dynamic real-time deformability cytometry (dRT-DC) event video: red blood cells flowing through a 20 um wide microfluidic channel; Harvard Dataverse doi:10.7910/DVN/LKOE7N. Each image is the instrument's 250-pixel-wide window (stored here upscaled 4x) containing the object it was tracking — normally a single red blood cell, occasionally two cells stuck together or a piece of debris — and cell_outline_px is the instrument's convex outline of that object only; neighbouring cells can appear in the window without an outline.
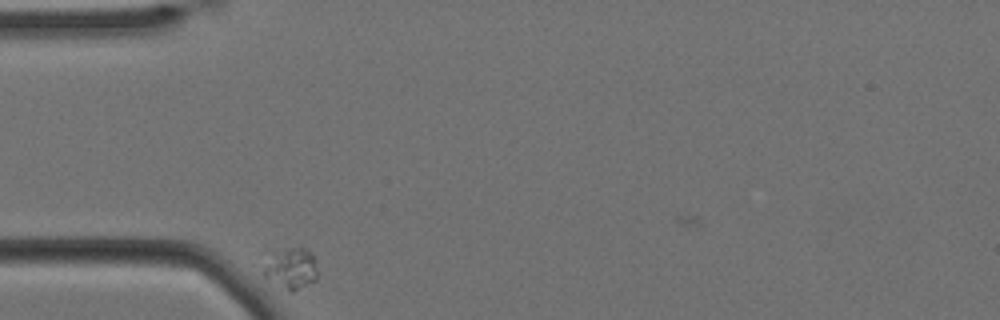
{"species": "Egyptian fruit bat (a non-hibernating species)", "species_latin": "Rousettus aegyptiacus", "temperature_condition": "cold", "stored_images_in_passage": 50, "camera_frame_rate_fps": 3000, "um_per_image_px": 0.085, "animal": {"sex": "female"}, "frame": {"image": 1, "passage_image": 1, "time_ms": 0.0, "image_size_px": [1000, 320], "cell_outline_px": [[316, 280], [292, 292], [288, 292], [264, 276], [264, 268], [272, 252], [288, 248], [304, 248], [312, 252], [316, 272]], "centroid_in_image_um": [24.74, 22.83], "position_along_channel_um": 60.3, "area_um2": 12.66}}
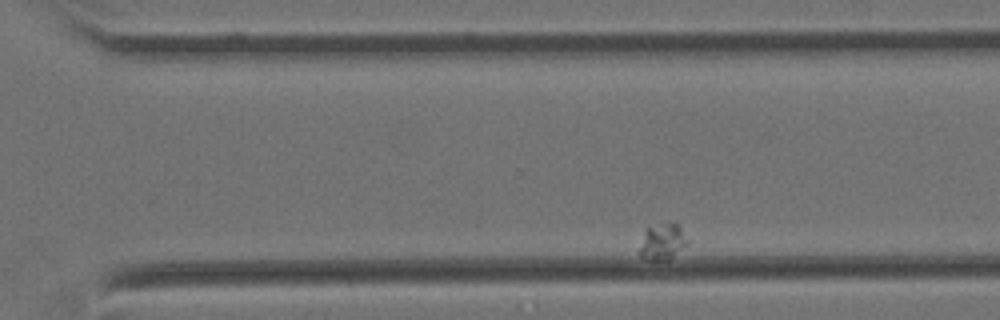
{"frame": {"image": 2, "passage_image": 43, "time_ms": 14.0, "image_size_px": [1000, 320], "cell_outline_px": [[688, 244], [668, 260], [648, 260], [640, 256], [640, 248], [644, 228], [648, 224], [672, 220], [680, 228], [688, 240]], "centroid_in_image_um": [56.28, 20.48], "position_along_channel_um": 314.3, "area_um2": 10.52}}